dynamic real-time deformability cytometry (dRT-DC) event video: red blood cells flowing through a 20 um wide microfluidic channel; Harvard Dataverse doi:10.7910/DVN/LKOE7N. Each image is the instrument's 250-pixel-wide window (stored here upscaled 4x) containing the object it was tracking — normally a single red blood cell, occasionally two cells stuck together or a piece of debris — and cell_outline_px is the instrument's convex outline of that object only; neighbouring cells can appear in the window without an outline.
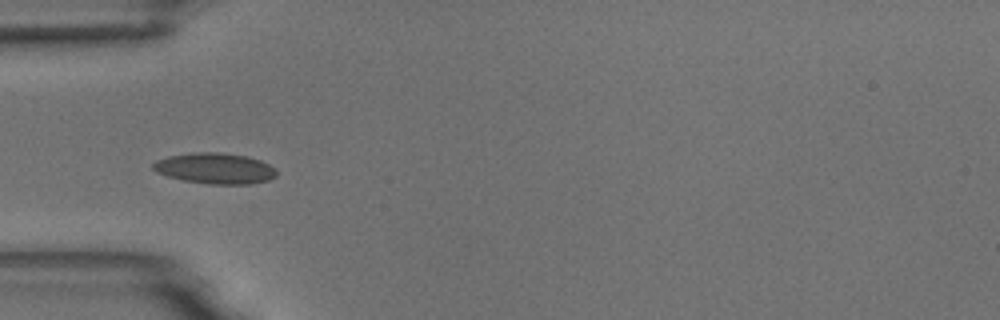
{"species": "common noctule bat (a hibernating species)", "species_latin": "Nyctalus noctula", "temperature_condition": "room temperature", "stored_images_in_passage": 5, "camera_frame_rate_fps": 3000, "um_per_image_px": 0.085, "animal": {"sex": "male", "body_mass_g": 18.8}, "frame": {"image": 1, "passage_image": 3, "time_ms": 3.333, "image_size_px": [1000, 320], "cell_outline_px": [[276, 176], [268, 180], [248, 184], [208, 184], [184, 180], [168, 176], [156, 172], [152, 168], [152, 164], [156, 160], [168, 156], [196, 152], [216, 152], [244, 156], [260, 160], [276, 168]], "centroid_in_image_um": [18.26, 14.31], "position_along_channel_um": 66.7, "area_um2": 22.02}}